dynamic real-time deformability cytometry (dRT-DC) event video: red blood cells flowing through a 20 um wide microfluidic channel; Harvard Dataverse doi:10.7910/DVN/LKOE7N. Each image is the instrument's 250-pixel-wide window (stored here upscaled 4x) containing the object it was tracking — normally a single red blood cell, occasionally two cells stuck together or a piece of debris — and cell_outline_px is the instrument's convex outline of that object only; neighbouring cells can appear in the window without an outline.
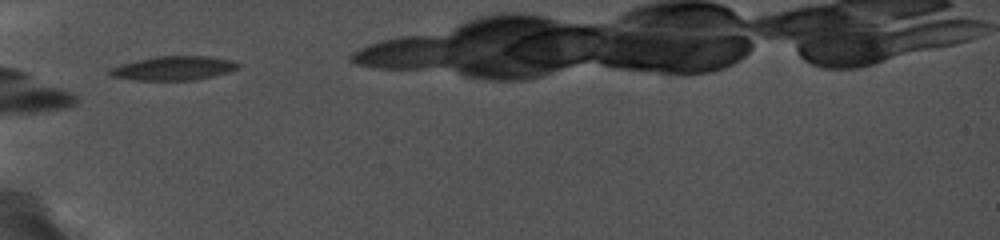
{"species": "common noctule bat (a hibernating species)", "species_latin": "Nyctalus noctula", "temperature_condition": "cold", "stored_images_in_passage": 13, "camera_frame_rate_fps": 5000, "um_per_image_px": 0.085, "animal": {"sex": "female", "body_mass_g": 19.0, "forearm_length_mm": 56.7}, "frame": {"image": 1, "passage_image": 1, "time_ms": 0.0, "image_size_px": [1000, 240], "cell_outline_px": [[240, 64], [236, 68], [228, 72], [192, 80], [140, 80], [112, 76], [108, 72], [112, 68], [136, 60], [156, 56], [208, 56], [232, 60]], "centroid_in_image_um": [14.78, 5.78], "position_along_channel_um": 70.2, "area_um2": 17.51}}